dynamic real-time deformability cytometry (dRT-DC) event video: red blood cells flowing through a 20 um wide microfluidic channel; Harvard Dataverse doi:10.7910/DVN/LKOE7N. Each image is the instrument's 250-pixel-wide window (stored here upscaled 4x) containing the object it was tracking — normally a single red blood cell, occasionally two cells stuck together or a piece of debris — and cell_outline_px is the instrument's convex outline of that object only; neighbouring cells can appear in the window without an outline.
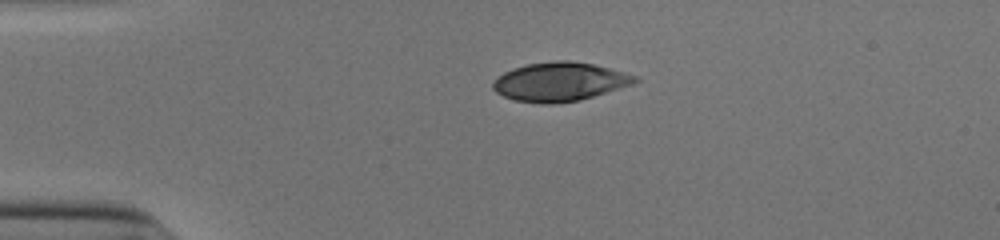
{"species": "human", "species_latin": "Homo sapiens", "temperature_condition": "cold", "stored_images_in_passage": 35, "camera_frame_rate_fps": 3000, "um_per_image_px": 0.085, "donor": {"sex": "male"}, "frame": {"image": 1, "passage_image": 1, "time_ms": 0.0, "image_size_px": [1000, 240], "cell_outline_px": [[640, 80], [632, 84], [580, 100], [552, 104], [544, 104], [516, 100], [504, 96], [496, 92], [492, 88], [492, 84], [504, 72], [512, 68], [528, 64], [556, 60], [568, 60], [592, 64], [608, 68], [636, 76]], "centroid_in_image_um": [47.56, 6.95], "position_along_channel_um": 37.4, "area_um2": 31.73}}
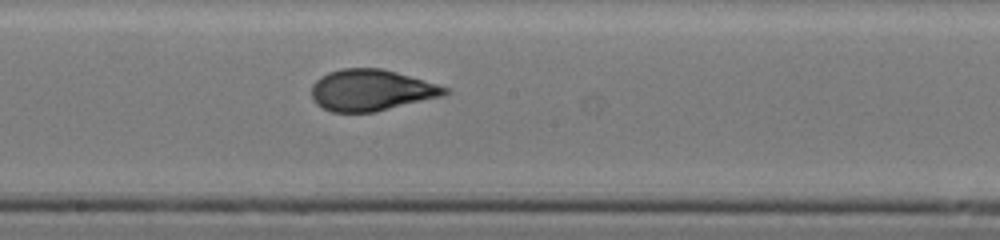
{"frame": {"image": 2, "passage_image": 18, "time_ms": 5.667, "image_size_px": [1000, 240], "cell_outline_px": [[452, 92], [444, 96], [376, 112], [332, 112], [316, 104], [312, 96], [312, 84], [320, 76], [328, 72], [340, 68], [380, 68], [396, 72], [436, 84], [448, 88]], "centroid_in_image_um": [31.56, 7.67], "position_along_channel_um": 216.6, "area_um2": 32.19}}
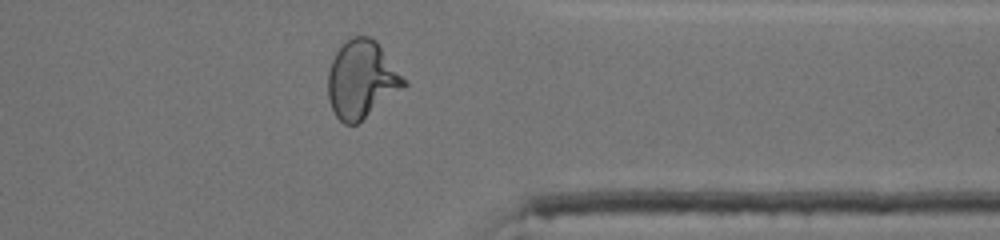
{"frame": {"image": 3, "passage_image": 31, "time_ms": 10.0, "image_size_px": [1000, 240], "cell_outline_px": [[408, 84], [404, 88], [356, 124], [344, 124], [336, 116], [328, 100], [328, 72], [332, 60], [336, 52], [352, 36], [368, 36], [376, 40], [408, 80]], "centroid_in_image_um": [30.77, 6.75], "position_along_channel_um": 380.6, "area_um2": 34.33}, "authors_computed_cell_mechanics": {"area_um2": 32.2524, "velocity_mm_per_s": 3.9154, "shape_relaxation_time_tau1_ms": 7.3019, "shape_relaxation_time_tau2_ms": null, "deformation_change_tau1": 0.242, "deformation_change_tau2": null}}